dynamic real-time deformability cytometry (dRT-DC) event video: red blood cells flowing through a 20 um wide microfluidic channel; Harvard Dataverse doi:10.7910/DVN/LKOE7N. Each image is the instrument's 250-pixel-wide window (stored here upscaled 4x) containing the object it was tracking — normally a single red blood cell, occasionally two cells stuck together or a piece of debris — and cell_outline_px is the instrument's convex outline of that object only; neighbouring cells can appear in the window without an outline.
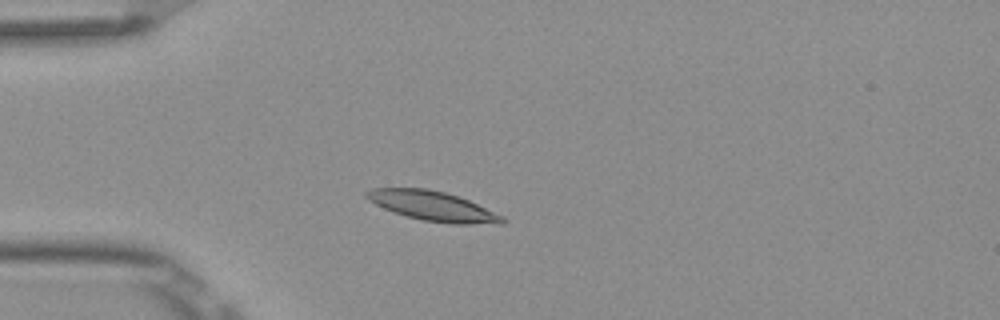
{"species": "Egyptian fruit bat (a non-hibernating species)", "species_latin": "Rousettus aegyptiacus", "temperature_condition": "room temperature", "stored_images_in_passage": 3, "camera_frame_rate_fps": 3000, "um_per_image_px": 0.085, "frame": {"image": 1, "passage_image": 3, "time_ms": 0.667, "image_size_px": [1000, 320], "cell_outline_px": [[504, 224], [452, 224], [424, 220], [408, 216], [384, 208], [368, 200], [364, 196], [364, 192], [372, 188], [428, 188], [444, 192], [468, 200], [504, 216]], "centroid_in_image_um": [36.79, 17.51], "position_along_channel_um": 48.2, "area_um2": 23.24}}